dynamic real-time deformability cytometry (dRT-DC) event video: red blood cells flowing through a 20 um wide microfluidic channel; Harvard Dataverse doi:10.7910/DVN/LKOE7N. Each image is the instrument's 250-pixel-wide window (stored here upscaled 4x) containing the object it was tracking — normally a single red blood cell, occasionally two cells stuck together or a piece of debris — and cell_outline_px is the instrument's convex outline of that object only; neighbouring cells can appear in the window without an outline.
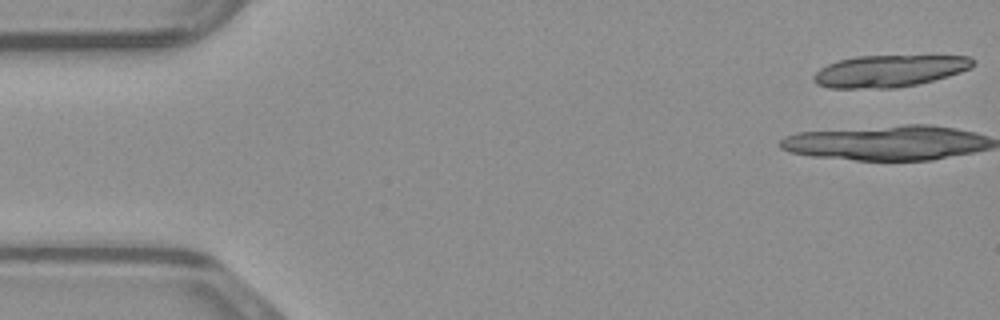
{"species": "common noctule bat (a hibernating species)", "species_latin": "Nyctalus noctula", "temperature_condition": "warm", "stored_images_in_passage": 35, "camera_frame_rate_fps": 3000, "um_per_image_px": 0.085, "animal": {"sex": "male", "body_mass_g": 23.1, "forearm_length_mm": 52.7}, "frame": {"image": 1, "passage_image": 1, "time_ms": 0.0, "image_size_px": [1000, 320], "cell_outline_px": [[976, 64], [972, 68], [948, 76], [916, 84], [896, 88], [828, 88], [816, 84], [812, 80], [812, 76], [820, 68], [828, 64], [840, 60], [856, 56], [968, 56], [976, 60]], "centroid_in_image_um": [75.58, 6.03], "position_along_channel_um": 9.4, "area_um2": 29.65}}